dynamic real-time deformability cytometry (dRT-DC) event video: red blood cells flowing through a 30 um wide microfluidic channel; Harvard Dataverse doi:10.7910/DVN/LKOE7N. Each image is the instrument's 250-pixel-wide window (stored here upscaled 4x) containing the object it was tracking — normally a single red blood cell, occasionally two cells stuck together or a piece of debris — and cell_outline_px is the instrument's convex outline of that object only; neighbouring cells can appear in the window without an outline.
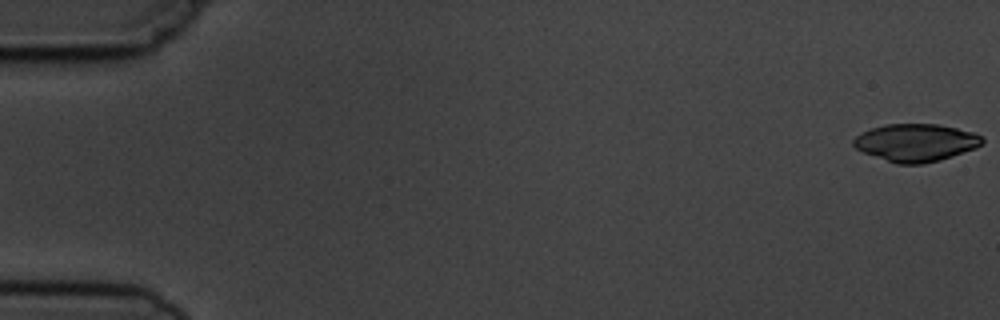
{"species": "common noctule bat (a hibernating species)", "species_latin": "Nyctalus noctula", "temperature_condition": "cold", "stored_images_in_passage": 5, "segment_of_instrument_passage": [2, 2], "camera_frame_rate_fps": 3000, "um_per_image_px": 0.085, "animal": {"sex": "male", "body_mass_g": 19.5, "forearm_length_mm": 54.6}, "frame": {"image": 1, "passage_image": 5, "time_ms": 5.667, "image_size_px": [1000, 320], "cell_outline_px": [[984, 140], [976, 148], [940, 160], [924, 164], [896, 164], [864, 152], [856, 148], [852, 144], [852, 140], [856, 136], [872, 128], [884, 124], [936, 124], [956, 128], [972, 132], [984, 136]], "centroid_in_image_um": [77.85, 12.12], "position_along_channel_um": 7.1, "area_um2": 28.09}}